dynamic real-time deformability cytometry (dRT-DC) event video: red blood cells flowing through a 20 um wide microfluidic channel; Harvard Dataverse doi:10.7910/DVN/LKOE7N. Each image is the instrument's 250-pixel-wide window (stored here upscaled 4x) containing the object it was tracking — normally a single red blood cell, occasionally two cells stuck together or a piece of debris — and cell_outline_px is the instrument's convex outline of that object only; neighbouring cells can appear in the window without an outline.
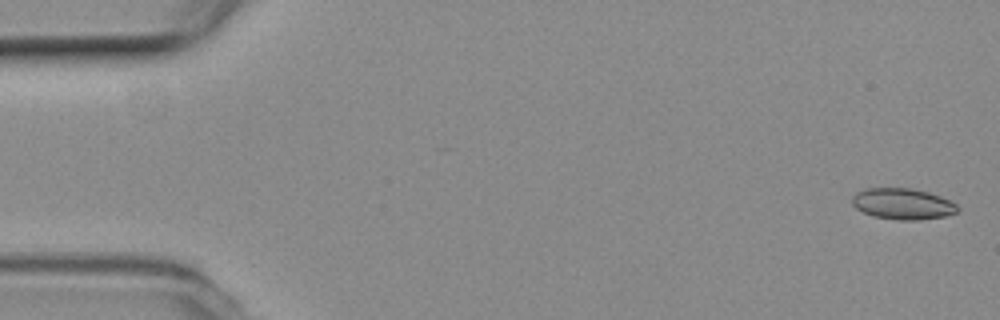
{"species": "common noctule bat (a hibernating species)", "species_latin": "Nyctalus noctula", "temperature_condition": "room temperature", "stored_images_in_passage": 55, "camera_frame_rate_fps": 3000, "um_per_image_px": 0.085, "animal": {"sex": "female", "body_mass_g": 19.3, "forearm_length_mm": 54.1}, "frame": {"image": 1, "passage_image": 2, "time_ms": 0.333, "image_size_px": [1000, 320], "cell_outline_px": [[960, 208], [956, 212], [944, 216], [920, 220], [900, 220], [872, 216], [856, 208], [852, 204], [852, 196], [856, 192], [868, 188], [908, 188], [928, 192], [940, 196], [956, 204]], "centroid_in_image_um": [76.71, 17.33], "position_along_channel_um": 8.3, "area_um2": 19.02}}
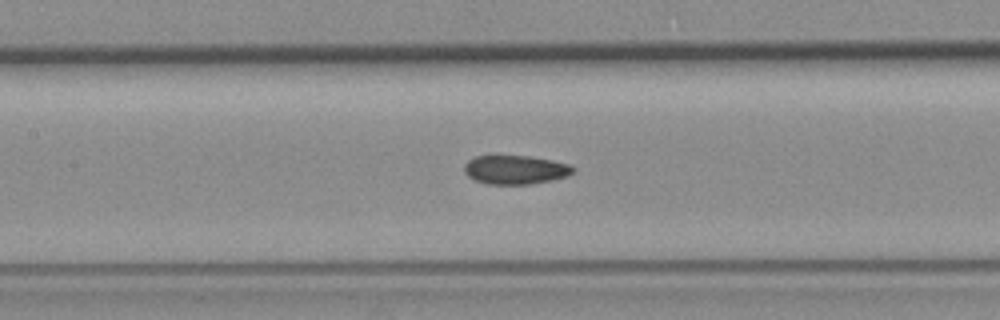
{"frame": {"image": 2, "passage_image": 25, "time_ms": 8.0, "image_size_px": [1000, 320], "cell_outline_px": [[576, 168], [568, 176], [552, 180], [528, 184], [488, 184], [476, 180], [468, 176], [464, 172], [464, 164], [468, 160], [476, 156], [496, 152], [528, 156], [552, 160], [568, 164]], "centroid_in_image_um": [43.75, 14.37], "position_along_channel_um": 163.7, "area_um2": 18.96}}
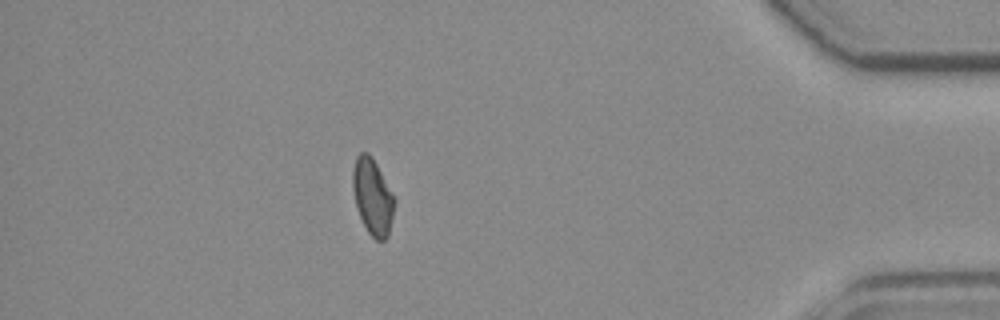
{"frame": {"image": 3, "passage_image": 48, "time_ms": 15.667, "image_size_px": [1000, 320], "cell_outline_px": [[396, 200], [388, 236], [384, 240], [376, 240], [368, 232], [356, 208], [352, 188], [352, 168], [356, 156], [360, 152], [368, 152], [372, 156]], "centroid_in_image_um": [31.65, 16.69], "position_along_channel_um": 403.5, "area_um2": 18.55}, "authors_computed_cell_mechanics": {"area_um2": 18.8428, "velocity_mm_per_s": 3.7882, "shape_relaxation_time_tau1_ms": null, "shape_relaxation_time_tau2_ms": 3.5318, "deformation_change_tau1": null, "deformation_change_tau2": 0.0797}}